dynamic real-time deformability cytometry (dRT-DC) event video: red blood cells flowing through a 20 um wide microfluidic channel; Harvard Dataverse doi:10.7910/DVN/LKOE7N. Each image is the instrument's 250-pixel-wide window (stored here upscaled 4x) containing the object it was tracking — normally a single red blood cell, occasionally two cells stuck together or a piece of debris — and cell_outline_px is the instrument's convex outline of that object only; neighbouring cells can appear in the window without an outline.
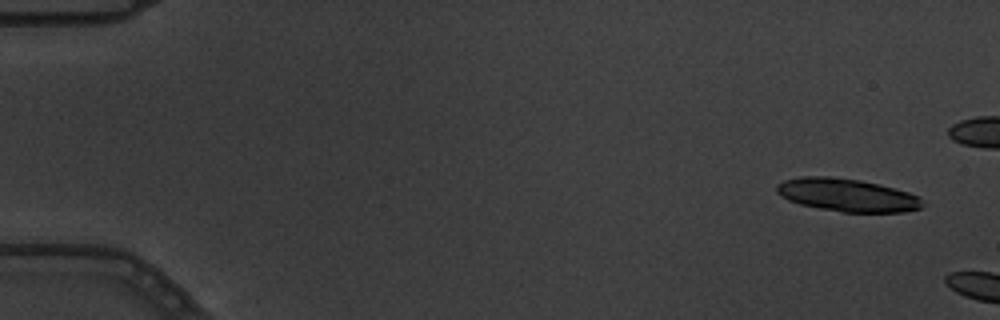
{"species": "common noctule bat (a hibernating species)", "species_latin": "Nyctalus noctula", "temperature_condition": "warm", "stored_images_in_passage": 3, "camera_frame_rate_fps": 3000, "um_per_image_px": 0.085, "animal": {"sex": "male", "body_mass_g": 19.5, "forearm_length_mm": 54.6}, "frame": {"image": 1, "passage_image": 1, "time_ms": 0.0, "image_size_px": [1000, 320], "cell_outline_px": [[928, 204], [920, 208], [904, 212], [844, 212], [820, 208], [800, 204], [788, 200], [780, 196], [776, 192], [776, 184], [784, 180], [800, 176], [832, 176], [860, 180], [880, 184], [908, 192], [920, 196]], "centroid_in_image_um": [72.03, 16.57], "position_along_channel_um": 13.0, "area_um2": 28.32}}